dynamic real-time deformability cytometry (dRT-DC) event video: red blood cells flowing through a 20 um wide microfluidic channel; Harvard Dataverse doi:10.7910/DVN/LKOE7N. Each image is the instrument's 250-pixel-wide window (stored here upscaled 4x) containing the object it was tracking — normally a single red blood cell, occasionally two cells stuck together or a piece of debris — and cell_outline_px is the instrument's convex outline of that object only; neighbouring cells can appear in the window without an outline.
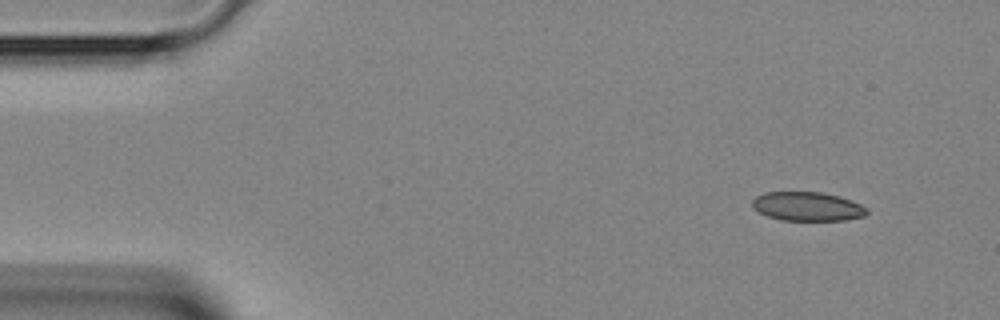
{"species": "Egyptian fruit bat (a non-hibernating species)", "species_latin": "Rousettus aegyptiacus", "temperature_condition": "room temperature", "stored_images_in_passage": 41, "segment_of_instrument_passage": [1, 2], "camera_frame_rate_fps": 3000, "um_per_image_px": 0.085, "animal": {"sex": "female"}, "frame": {"image": 1, "passage_image": 1, "time_ms": 0.0, "image_size_px": [1000, 320], "cell_outline_px": [[868, 212], [864, 216], [844, 220], [780, 220], [768, 216], [752, 208], [752, 200], [756, 196], [764, 192], [824, 192], [860, 204]], "centroid_in_image_um": [68.57, 17.54], "position_along_channel_um": 16.4, "area_um2": 19.13}}
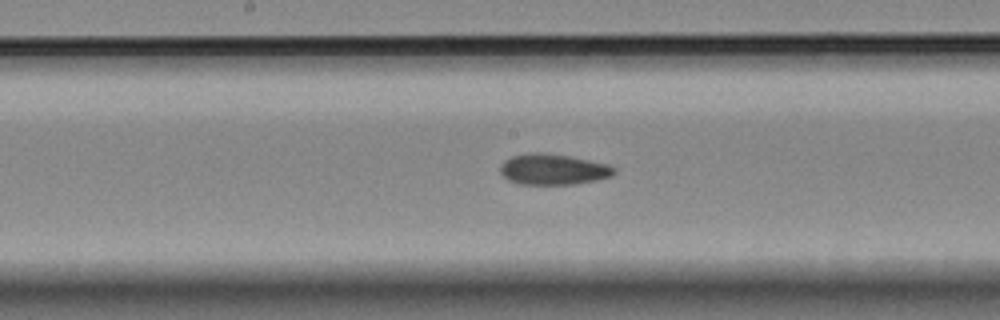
{"frame": {"image": 2, "passage_image": 19, "time_ms": 6.0, "image_size_px": [1000, 320], "cell_outline_px": [[616, 172], [612, 176], [596, 180], [576, 184], [520, 184], [508, 180], [500, 172], [500, 164], [504, 160], [512, 156], [532, 152], [540, 152], [568, 156], [608, 164], [616, 168]], "centroid_in_image_um": [47.01, 14.4], "position_along_channel_um": 201.2, "area_um2": 20.46}}
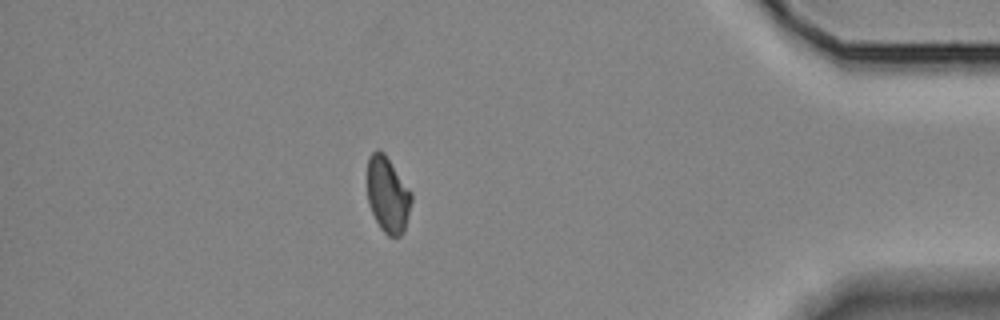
{"frame": {"image": 3, "passage_image": 35, "time_ms": 11.333, "image_size_px": [1000, 320], "cell_outline_px": [[412, 200], [404, 232], [400, 236], [388, 236], [380, 228], [372, 212], [368, 200], [368, 156], [376, 148], [384, 152], [412, 192]], "centroid_in_image_um": [32.97, 16.54], "position_along_channel_um": 402.2, "area_um2": 19.54}}